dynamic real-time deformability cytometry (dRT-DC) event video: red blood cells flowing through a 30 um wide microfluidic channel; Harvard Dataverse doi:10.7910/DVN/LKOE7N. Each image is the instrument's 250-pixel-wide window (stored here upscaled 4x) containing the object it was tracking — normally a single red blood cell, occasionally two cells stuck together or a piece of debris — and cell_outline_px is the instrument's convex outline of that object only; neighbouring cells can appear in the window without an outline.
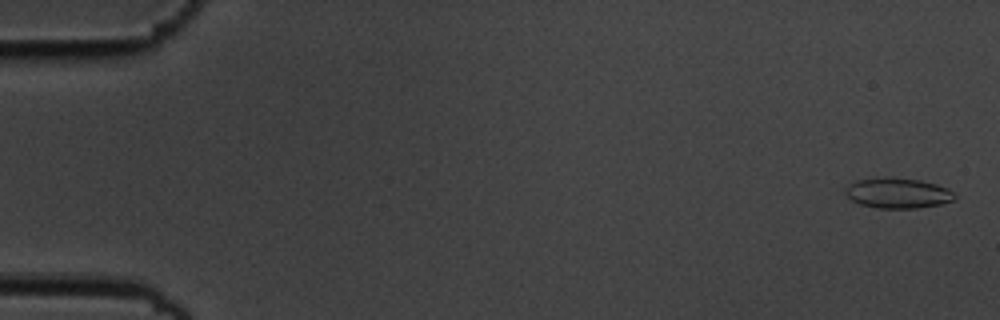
{"species": "common noctule bat (a hibernating species)", "species_latin": "Nyctalus noctula", "temperature_condition": "cold", "stored_images_in_passage": 6, "camera_frame_rate_fps": 3000, "um_per_image_px": 0.085, "animal": {"sex": "male", "body_mass_g": 19.5, "forearm_length_mm": 54.6}, "frame": {"image": 1, "passage_image": 1, "time_ms": 0.0, "image_size_px": [1000, 320], "cell_outline_px": [[956, 196], [952, 200], [940, 204], [916, 208], [876, 208], [860, 204], [852, 200], [844, 192], [844, 188], [848, 184], [856, 180], [892, 176], [920, 180], [936, 184], [948, 188]], "centroid_in_image_um": [76.27, 16.4], "position_along_channel_um": 8.7, "area_um2": 19.42}}